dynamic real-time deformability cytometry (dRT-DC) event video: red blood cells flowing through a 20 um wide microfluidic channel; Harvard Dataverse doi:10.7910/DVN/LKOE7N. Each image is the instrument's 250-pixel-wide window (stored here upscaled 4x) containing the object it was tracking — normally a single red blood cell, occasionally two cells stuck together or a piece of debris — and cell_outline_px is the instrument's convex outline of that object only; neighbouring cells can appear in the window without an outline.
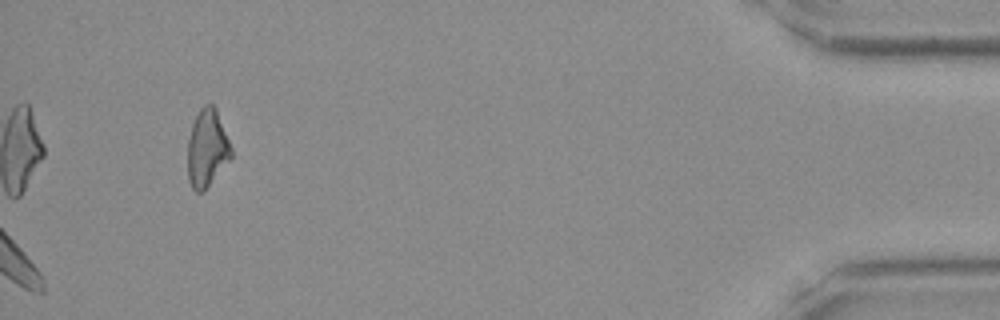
{"species": "Egyptian fruit bat (a non-hibernating species)", "species_latin": "Rousettus aegyptiacus", "temperature_condition": "room temperature", "stored_images_in_passage": 44, "camera_frame_rate_fps": 3000, "um_per_image_px": 0.085, "frame": {"image": 1, "passage_image": 44, "time_ms": 14.333, "image_size_px": [1000, 320], "cell_outline_px": [[232, 156], [204, 192], [196, 192], [192, 188], [188, 180], [188, 140], [192, 124], [200, 108], [204, 104], [212, 104], [216, 108], [232, 148]], "centroid_in_image_um": [17.6, 12.61], "position_along_channel_um": 417.6, "area_um2": 19.65}}